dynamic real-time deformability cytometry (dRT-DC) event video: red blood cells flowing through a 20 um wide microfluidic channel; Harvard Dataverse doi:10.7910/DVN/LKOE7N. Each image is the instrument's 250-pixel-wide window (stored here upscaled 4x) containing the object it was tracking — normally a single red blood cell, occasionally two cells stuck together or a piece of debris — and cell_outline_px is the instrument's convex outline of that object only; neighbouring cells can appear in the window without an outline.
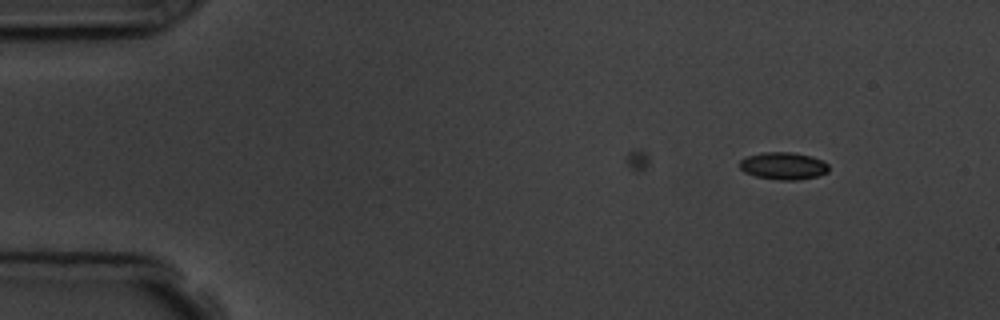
{"species": "common noctule bat (a hibernating species)", "species_latin": "Nyctalus noctula", "temperature_condition": "room temperature", "stored_images_in_passage": 5, "camera_frame_rate_fps": 3000, "um_per_image_px": 0.085, "animal": {"sex": "male", "body_mass_g": 19.5, "forearm_length_mm": 54.6}, "frame": {"image": 1, "passage_image": 1, "time_ms": 0.0, "image_size_px": [1000, 320], "cell_outline_px": [[828, 172], [816, 176], [800, 180], [780, 180], [756, 176], [744, 172], [740, 168], [740, 160], [748, 156], [764, 152], [792, 152], [812, 156], [824, 160], [828, 164]], "centroid_in_image_um": [66.61, 14.09], "position_along_channel_um": 18.4, "area_um2": 14.22}}
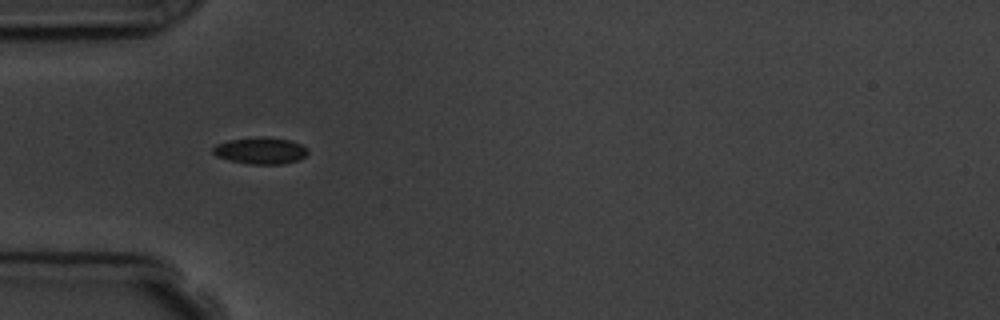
{"frame": {"image": 2, "passage_image": 4, "time_ms": 3.667, "image_size_px": [1000, 320], "cell_outline_px": [[308, 152], [300, 160], [284, 164], [248, 164], [228, 160], [216, 156], [212, 152], [212, 148], [216, 144], [228, 140], [264, 136], [288, 140], [300, 144], [308, 148]], "centroid_in_image_um": [22.13, 12.81], "position_along_channel_um": 62.9, "area_um2": 14.85}}